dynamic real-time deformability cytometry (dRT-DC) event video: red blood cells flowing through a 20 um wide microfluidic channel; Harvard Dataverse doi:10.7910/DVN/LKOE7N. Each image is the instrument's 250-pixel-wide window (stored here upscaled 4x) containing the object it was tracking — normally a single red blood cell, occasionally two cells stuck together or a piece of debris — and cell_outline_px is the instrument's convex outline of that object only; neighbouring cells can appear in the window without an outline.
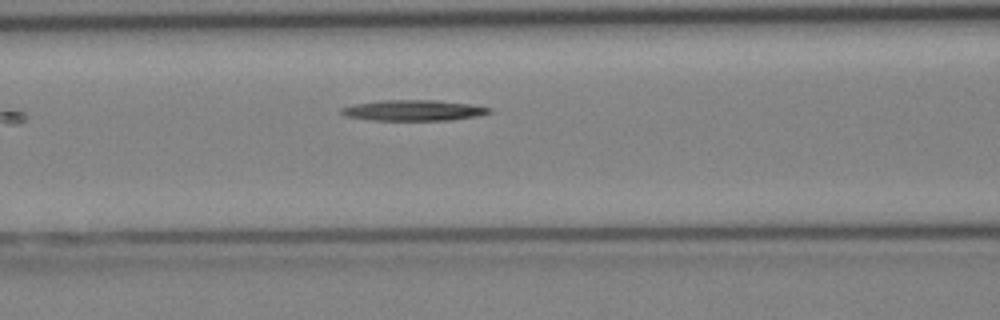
{"species": "Egyptian fruit bat (a non-hibernating species)", "species_latin": "Rousettus aegyptiacus", "temperature_condition": "cold", "stored_images_in_passage": 5, "camera_frame_rate_fps": 3000, "um_per_image_px": 0.085, "animal": {"sex": "female"}, "frame": {"image": 1, "passage_image": 4, "time_ms": 3.667, "image_size_px": [1000, 320], "cell_outline_px": [[492, 112], [480, 116], [448, 120], [372, 120], [344, 116], [340, 112], [340, 108], [352, 104], [384, 100], [436, 100], [472, 104], [492, 108]], "centroid_in_image_um": [35.16, 9.38], "position_along_channel_um": 131.4, "area_um2": 18.03}}